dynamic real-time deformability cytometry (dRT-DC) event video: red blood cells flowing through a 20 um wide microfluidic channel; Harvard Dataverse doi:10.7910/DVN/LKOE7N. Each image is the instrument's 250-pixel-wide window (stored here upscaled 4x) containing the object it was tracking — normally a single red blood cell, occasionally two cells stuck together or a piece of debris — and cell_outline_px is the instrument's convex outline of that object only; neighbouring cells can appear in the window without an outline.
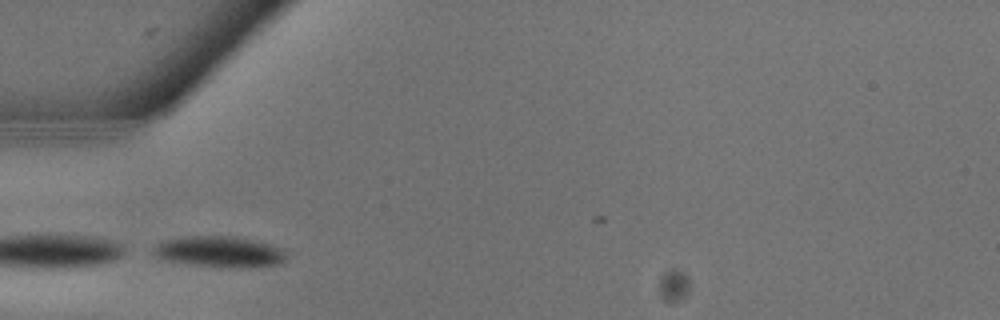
{"species": "common noctule bat (a hibernating species)", "species_latin": "Nyctalus noctula", "temperature_condition": "warm", "stored_images_in_passage": 7, "camera_frame_rate_fps": 3000, "um_per_image_px": 0.085, "animal": {"sex": "male", "body_mass_g": 13.3}, "frame": {"image": 1, "passage_image": 4, "time_ms": 1.0, "image_size_px": [1000, 320], "cell_outline_px": [[288, 256], [280, 264], [200, 264], [168, 260], [156, 256], [152, 252], [152, 248], [160, 240], [184, 236], [240, 236], [288, 248]], "centroid_in_image_um": [18.68, 21.3], "position_along_channel_um": 66.3, "area_um2": 23.12}}
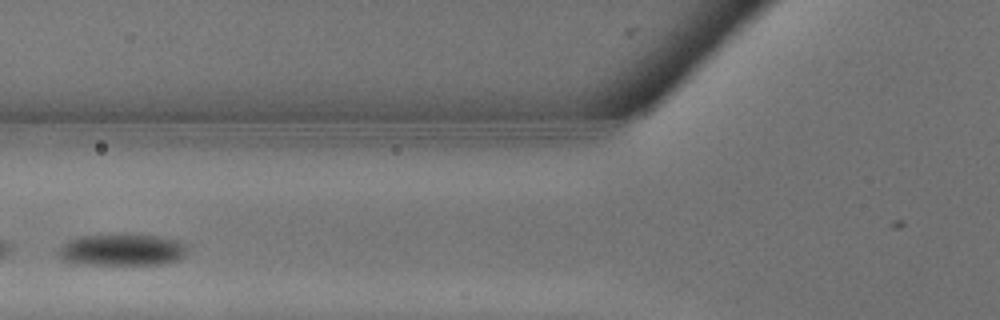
{"frame": {"image": 2, "passage_image": 6, "time_ms": 1.667, "image_size_px": [1000, 320], "cell_outline_px": [[188, 244], [184, 256], [180, 260], [160, 264], [84, 264], [64, 260], [60, 256], [60, 244], [68, 240], [80, 236], [128, 232], [160, 236], [180, 240]], "centroid_in_image_um": [10.44, 21.19], "position_along_channel_um": 115.4, "area_um2": 24.57}}